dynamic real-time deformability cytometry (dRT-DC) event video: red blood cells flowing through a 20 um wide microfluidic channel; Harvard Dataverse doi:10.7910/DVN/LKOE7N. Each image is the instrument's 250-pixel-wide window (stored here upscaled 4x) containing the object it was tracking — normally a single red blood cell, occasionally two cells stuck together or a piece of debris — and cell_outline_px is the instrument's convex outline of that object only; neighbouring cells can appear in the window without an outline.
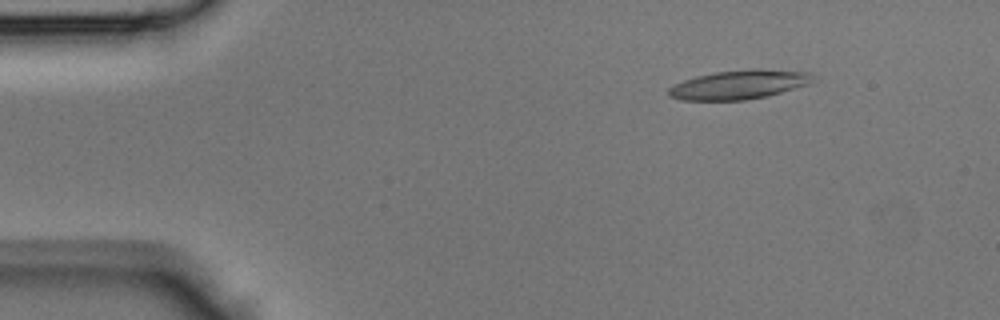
{"species": "Egyptian fruit bat (a non-hibernating species)", "species_latin": "Rousettus aegyptiacus", "temperature_condition": "room temperature", "stored_images_in_passage": 13, "camera_frame_rate_fps": 3000, "um_per_image_px": 0.085, "animal": {"sex": "male"}, "frame": {"image": 1, "passage_image": 6, "time_ms": 1.667, "image_size_px": [1000, 320], "cell_outline_px": [[812, 80], [808, 84], [768, 96], [744, 100], [680, 100], [668, 96], [668, 88], [684, 80], [696, 76], [716, 72], [752, 68], [760, 68], [808, 72], [812, 76]], "centroid_in_image_um": [62.79, 7.19], "position_along_channel_um": 22.2, "area_um2": 24.39}}